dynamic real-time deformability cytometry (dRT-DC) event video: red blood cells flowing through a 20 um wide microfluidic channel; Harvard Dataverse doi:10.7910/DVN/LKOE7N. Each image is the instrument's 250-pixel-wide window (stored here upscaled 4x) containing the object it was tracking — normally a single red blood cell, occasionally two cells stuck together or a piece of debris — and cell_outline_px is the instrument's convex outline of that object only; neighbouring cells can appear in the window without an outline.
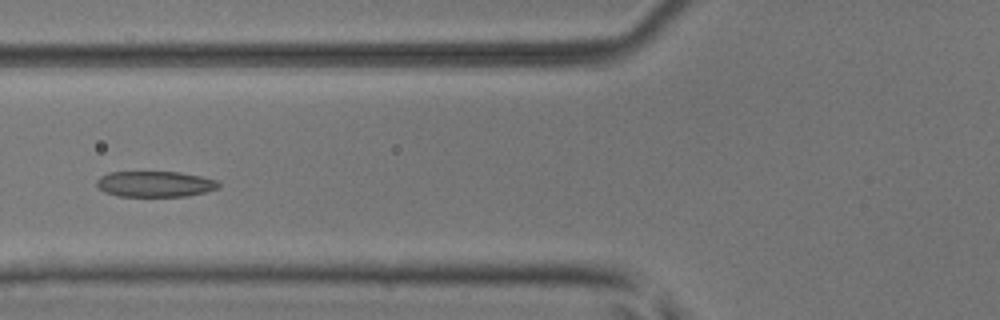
{"species": "common noctule bat (a hibernating species)", "species_latin": "Nyctalus noctula", "temperature_condition": "room temperature", "stored_images_in_passage": 36, "camera_frame_rate_fps": 3000, "um_per_image_px": 0.085, "animal": {"sex": "male", "body_mass_g": 17.9, "forearm_length_mm": 54.2}, "frame": {"image": 1, "passage_image": 5, "time_ms": 1.333, "image_size_px": [1000, 320], "cell_outline_px": [[220, 188], [188, 196], [116, 196], [104, 192], [96, 184], [96, 180], [100, 176], [108, 172], [180, 172], [200, 176], [216, 180], [220, 184]], "centroid_in_image_um": [13.16, 15.64], "position_along_channel_um": 112.6, "area_um2": 18.38}}
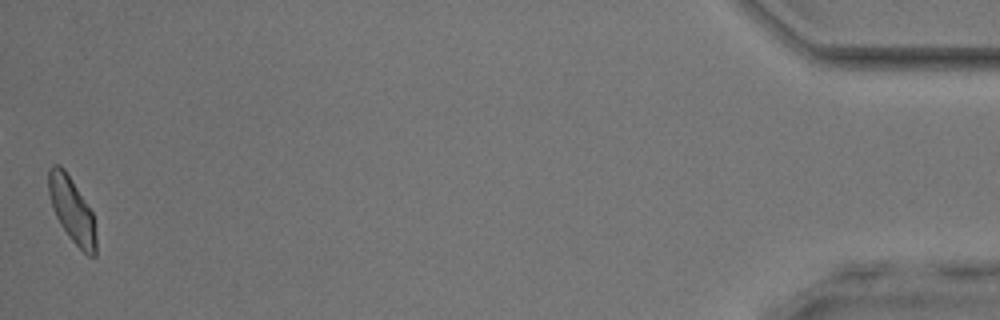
{"frame": {"image": 2, "passage_image": 36, "time_ms": 11.667, "image_size_px": [1000, 320], "cell_outline_px": [[96, 256], [88, 256], [68, 236], [60, 224], [56, 216], [48, 192], [48, 168], [52, 164], [60, 164], [64, 168], [92, 212], [96, 236]], "centroid_in_image_um": [6.1, 17.83], "position_along_channel_um": 429.1, "area_um2": 17.8}}